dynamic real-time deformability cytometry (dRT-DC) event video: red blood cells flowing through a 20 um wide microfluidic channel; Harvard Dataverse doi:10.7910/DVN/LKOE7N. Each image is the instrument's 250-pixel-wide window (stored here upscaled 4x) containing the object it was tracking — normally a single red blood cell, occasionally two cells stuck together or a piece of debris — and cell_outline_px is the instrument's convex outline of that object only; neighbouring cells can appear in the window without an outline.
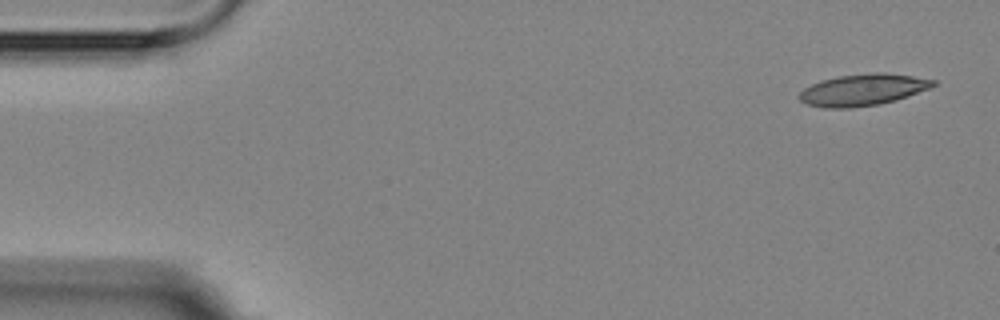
{"species": "Egyptian fruit bat (a non-hibernating species)", "species_latin": "Rousettus aegyptiacus", "temperature_condition": "room temperature", "stored_images_in_passage": 5, "camera_frame_rate_fps": 3000, "um_per_image_px": 0.085, "animal": {"sex": "female"}, "frame": {"image": 1, "passage_image": 1, "time_ms": 0.0, "image_size_px": [1000, 320], "cell_outline_px": [[936, 84], [928, 88], [896, 100], [880, 104], [852, 108], [824, 108], [808, 104], [800, 100], [796, 96], [804, 88], [820, 80], [836, 76], [876, 72], [884, 72], [912, 76], [936, 80]], "centroid_in_image_um": [73.29, 7.63], "position_along_channel_um": 11.7, "area_um2": 24.68}}